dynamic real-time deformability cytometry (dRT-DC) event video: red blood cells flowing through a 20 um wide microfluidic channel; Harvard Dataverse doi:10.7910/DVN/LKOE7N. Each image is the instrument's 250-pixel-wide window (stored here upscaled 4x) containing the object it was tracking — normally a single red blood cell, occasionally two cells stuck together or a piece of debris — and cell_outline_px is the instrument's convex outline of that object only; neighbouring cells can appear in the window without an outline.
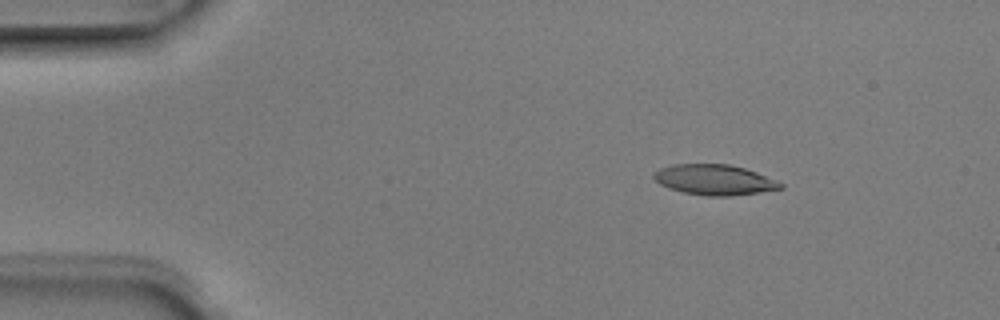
{"species": "Egyptian fruit bat (a non-hibernating species)", "species_latin": "Rousettus aegyptiacus", "temperature_condition": "room temperature", "stored_images_in_passage": 4, "camera_frame_rate_fps": 3000, "um_per_image_px": 0.085, "animal": {"sex": "male"}, "frame": {"image": 1, "passage_image": 3, "time_ms": 0.667, "image_size_px": [1000, 320], "cell_outline_px": [[784, 188], [760, 192], [732, 196], [704, 196], [684, 192], [668, 188], [660, 184], [652, 176], [660, 168], [672, 164], [728, 164], [744, 168], [756, 172], [776, 180], [784, 184]], "centroid_in_image_um": [60.74, 15.29], "position_along_channel_um": 24.3, "area_um2": 22.43}}